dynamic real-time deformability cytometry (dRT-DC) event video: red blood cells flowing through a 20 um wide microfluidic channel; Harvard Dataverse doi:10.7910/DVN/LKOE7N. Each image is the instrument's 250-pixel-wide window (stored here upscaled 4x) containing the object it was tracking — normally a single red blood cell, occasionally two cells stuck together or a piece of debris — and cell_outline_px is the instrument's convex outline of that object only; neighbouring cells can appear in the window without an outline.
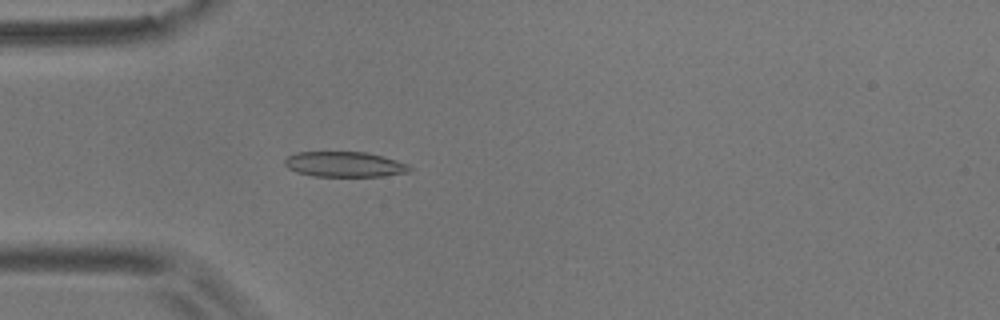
{"species": "common noctule bat (a hibernating species)", "species_latin": "Nyctalus noctula", "temperature_condition": "room temperature", "stored_images_in_passage": 28, "camera_frame_rate_fps": 3000, "um_per_image_px": 0.085, "animal": {"sex": "male", "body_mass_g": 17.9}, "frame": {"image": 1, "passage_image": 6, "time_ms": 1.667, "image_size_px": [1000, 320], "cell_outline_px": [[412, 168], [408, 172], [384, 176], [312, 176], [296, 172], [288, 168], [284, 164], [284, 160], [288, 156], [296, 152], [364, 152], [384, 156], [408, 164]], "centroid_in_image_um": [29.28, 13.97], "position_along_channel_um": 55.7, "area_um2": 18.44}}
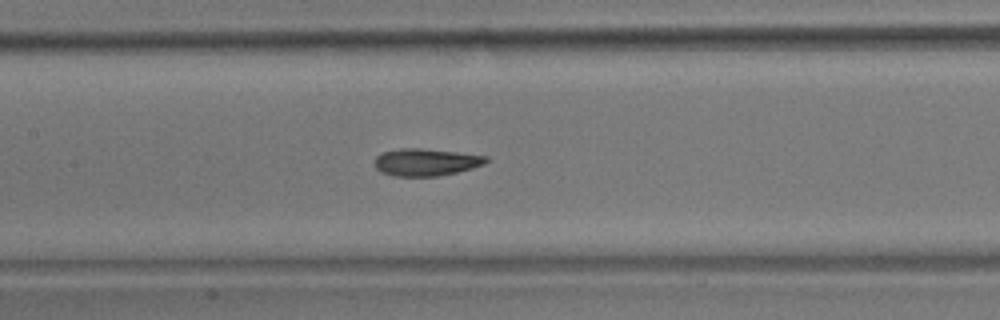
{"frame": {"image": 2, "passage_image": 16, "time_ms": 5.0, "image_size_px": [1000, 320], "cell_outline_px": [[488, 160], [484, 164], [472, 168], [456, 172], [436, 176], [392, 176], [380, 172], [376, 168], [376, 156], [384, 152], [400, 148], [420, 148], [456, 152], [488, 156]], "centroid_in_image_um": [36.2, 13.78], "position_along_channel_um": 171.2, "area_um2": 17.57}}
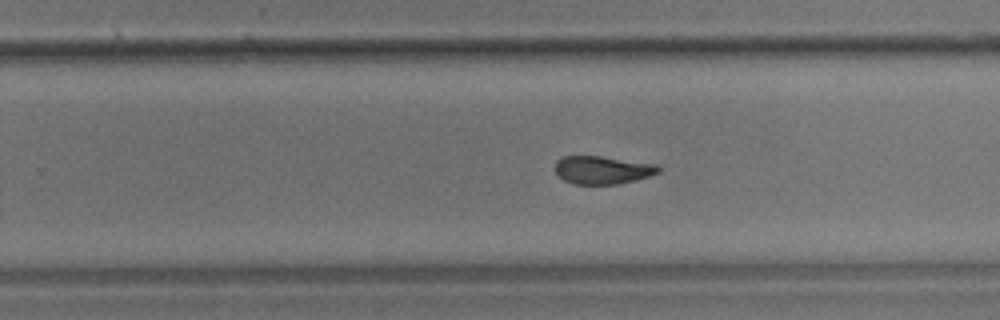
{"frame": {"image": 3, "passage_image": 25, "time_ms": 8.0, "image_size_px": [1000, 320], "cell_outline_px": [[660, 172], [636, 180], [616, 184], [576, 184], [564, 180], [556, 176], [556, 160], [564, 156], [600, 156], [656, 164], [660, 168]], "centroid_in_image_um": [51.19, 14.45], "position_along_channel_um": 278.6, "area_um2": 16.82}}